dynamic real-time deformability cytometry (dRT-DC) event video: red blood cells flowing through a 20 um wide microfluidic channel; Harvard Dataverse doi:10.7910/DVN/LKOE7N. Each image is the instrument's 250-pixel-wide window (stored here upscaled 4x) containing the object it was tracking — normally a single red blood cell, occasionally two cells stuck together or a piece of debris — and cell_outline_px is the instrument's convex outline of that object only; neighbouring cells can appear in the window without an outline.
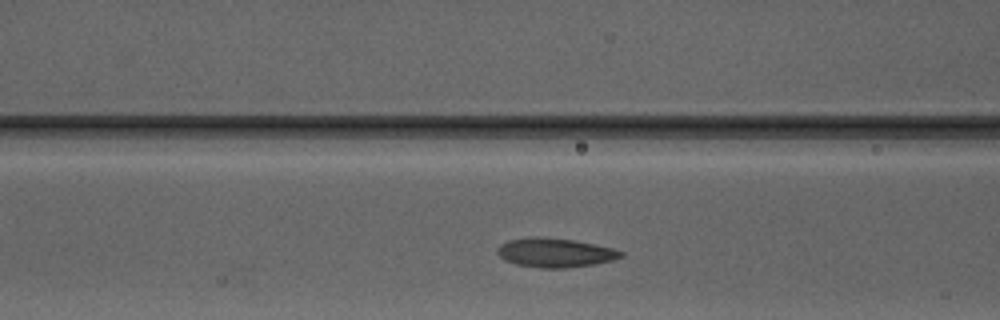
{"species": "Egyptian fruit bat (a non-hibernating species)", "species_latin": "Rousettus aegyptiacus", "temperature_condition": "warm", "stored_images_in_passage": 6, "segment_of_instrument_passage": [2, 2], "camera_frame_rate_fps": 3000, "um_per_image_px": 0.085, "animal": {"sex": "male"}, "frame": {"image": 1, "passage_image": 6, "time_ms": 6.0, "image_size_px": [1000, 320], "cell_outline_px": [[624, 256], [612, 260], [592, 264], [568, 268], [540, 268], [516, 264], [504, 260], [496, 252], [496, 248], [500, 244], [508, 240], [528, 236], [540, 236], [572, 240], [612, 248], [624, 252]], "centroid_in_image_um": [47.12, 21.47], "position_along_channel_um": 119.5, "area_um2": 21.04}}